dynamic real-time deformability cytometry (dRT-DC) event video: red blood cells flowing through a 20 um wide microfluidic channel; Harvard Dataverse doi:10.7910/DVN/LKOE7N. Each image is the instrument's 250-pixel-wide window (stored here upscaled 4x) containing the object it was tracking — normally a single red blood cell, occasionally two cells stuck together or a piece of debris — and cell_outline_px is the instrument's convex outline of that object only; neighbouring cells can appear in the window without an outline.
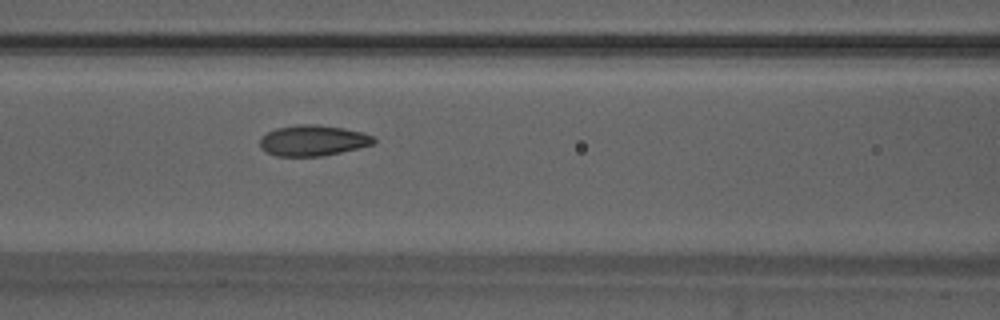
{"species": "Egyptian fruit bat (a non-hibernating species)", "species_latin": "Rousettus aegyptiacus", "temperature_condition": "warm", "stored_images_in_passage": 18, "camera_frame_rate_fps": 3000, "um_per_image_px": 0.085, "animal": {"sex": "male"}, "frame": {"image": 1, "passage_image": 8, "time_ms": 2.333, "image_size_px": [1000, 320], "cell_outline_px": [[376, 140], [372, 144], [340, 152], [320, 156], [276, 156], [264, 152], [260, 148], [260, 136], [276, 128], [296, 124], [316, 124], [344, 128], [364, 132], [372, 136]], "centroid_in_image_um": [26.54, 11.93], "position_along_channel_um": 140.1, "area_um2": 20.46}}